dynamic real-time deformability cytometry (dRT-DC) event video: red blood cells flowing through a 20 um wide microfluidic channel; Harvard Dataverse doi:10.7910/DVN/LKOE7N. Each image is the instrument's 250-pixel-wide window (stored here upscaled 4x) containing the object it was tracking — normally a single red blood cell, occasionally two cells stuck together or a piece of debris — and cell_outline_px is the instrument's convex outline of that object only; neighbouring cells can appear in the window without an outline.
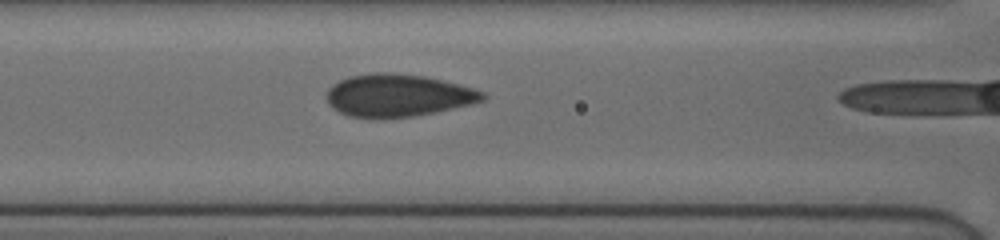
{"species": "human", "species_latin": "Homo sapiens", "temperature_condition": "cold", "stored_images_in_passage": 37, "camera_frame_rate_fps": 3000, "um_per_image_px": 0.085, "donor": {"sex": "female"}, "frame": {"image": 1, "passage_image": 23, "time_ms": 7.333, "image_size_px": [1000, 240], "cell_outline_px": [[484, 100], [452, 108], [412, 116], [376, 120], [348, 116], [340, 112], [328, 104], [328, 88], [332, 84], [348, 76], [372, 72], [388, 72], [424, 76], [472, 88], [484, 92]], "centroid_in_image_um": [33.74, 8.12], "position_along_channel_um": 132.9, "area_um2": 38.55}}
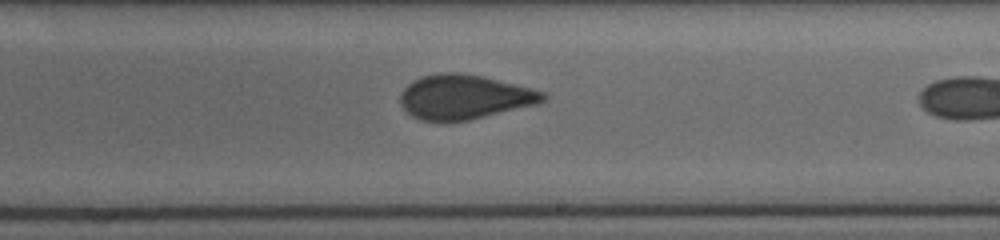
{"frame": {"image": 2, "passage_image": 32, "time_ms": 10.333, "image_size_px": [1000, 240], "cell_outline_px": [[548, 96], [544, 100], [536, 104], [468, 120], [420, 120], [412, 116], [400, 104], [400, 92], [412, 80], [420, 76], [440, 72], [456, 72], [484, 76], [532, 88], [544, 92]], "centroid_in_image_um": [39.45, 8.21], "position_along_channel_um": 249.6, "area_um2": 36.82}}
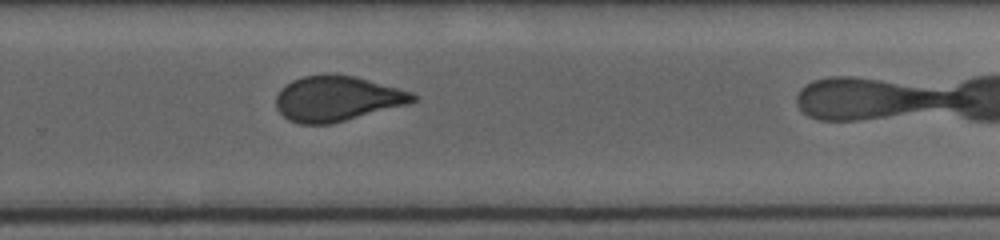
{"frame": {"image": 3, "passage_image": 36, "time_ms": 11.667, "image_size_px": [1000, 240], "cell_outline_px": [[416, 100], [408, 104], [332, 124], [300, 124], [288, 120], [276, 108], [276, 96], [280, 88], [292, 80], [304, 76], [320, 72], [332, 72], [356, 76], [412, 92], [416, 96]], "centroid_in_image_um": [28.62, 8.36], "position_along_channel_um": 301.2, "area_um2": 36.59}}